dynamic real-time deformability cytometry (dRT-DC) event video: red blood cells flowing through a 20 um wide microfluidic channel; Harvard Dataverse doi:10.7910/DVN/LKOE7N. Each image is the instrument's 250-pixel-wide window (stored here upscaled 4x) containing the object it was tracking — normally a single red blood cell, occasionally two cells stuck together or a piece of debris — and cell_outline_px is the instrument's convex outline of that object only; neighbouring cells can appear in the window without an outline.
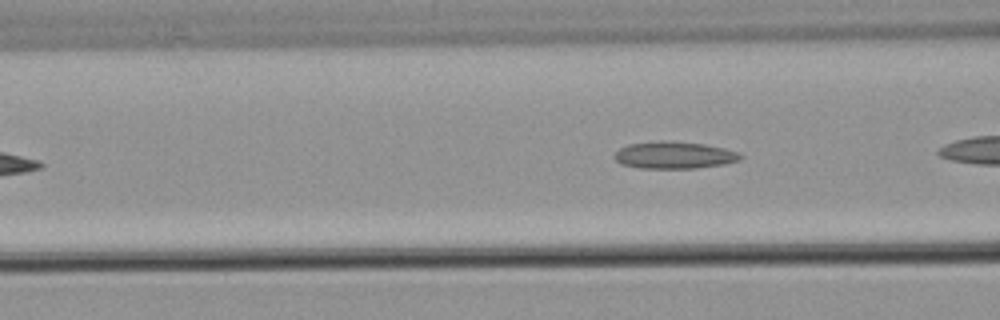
{"species": "common noctule bat (a hibernating species)", "species_latin": "Nyctalus noctula", "temperature_condition": "warm", "stored_images_in_passage": 8, "camera_frame_rate_fps": 3000, "um_per_image_px": 0.085, "animal": {"sex": "male", "body_mass_g": 21.5, "forearm_length_mm": 52.0}, "frame": {"image": 1, "passage_image": 3, "time_ms": 3.333, "image_size_px": [1000, 320], "cell_outline_px": [[744, 156], [740, 160], [724, 164], [696, 168], [640, 168], [620, 164], [612, 156], [620, 148], [628, 144], [660, 140], [664, 140], [704, 144], [724, 148], [740, 152]], "centroid_in_image_um": [57.31, 13.18], "position_along_channel_um": 109.3, "area_um2": 20.06}}